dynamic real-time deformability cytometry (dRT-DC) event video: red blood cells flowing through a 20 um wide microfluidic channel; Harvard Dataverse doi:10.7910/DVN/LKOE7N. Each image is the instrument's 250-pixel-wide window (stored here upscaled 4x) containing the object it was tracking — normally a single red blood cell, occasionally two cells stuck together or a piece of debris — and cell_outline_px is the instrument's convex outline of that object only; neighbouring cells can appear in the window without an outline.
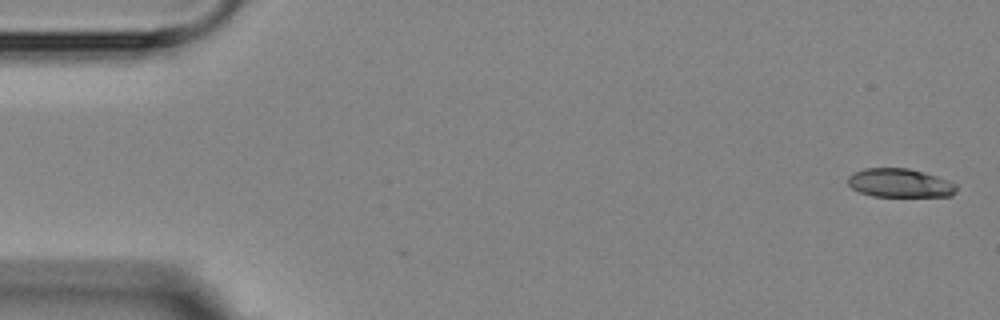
{"species": "Egyptian fruit bat (a non-hibernating species)", "species_latin": "Rousettus aegyptiacus", "temperature_condition": "room temperature", "stored_images_in_passage": 5, "camera_frame_rate_fps": 3000, "um_per_image_px": 0.085, "animal": {"sex": "female"}, "frame": {"image": 1, "passage_image": 1, "time_ms": 0.0, "image_size_px": [1000, 320], "cell_outline_px": [[956, 192], [952, 196], [872, 196], [860, 192], [852, 188], [848, 184], [848, 176], [852, 172], [864, 168], [908, 168], [924, 172], [948, 180], [956, 184]], "centroid_in_image_um": [76.47, 15.55], "position_along_channel_um": 8.5, "area_um2": 18.21}}
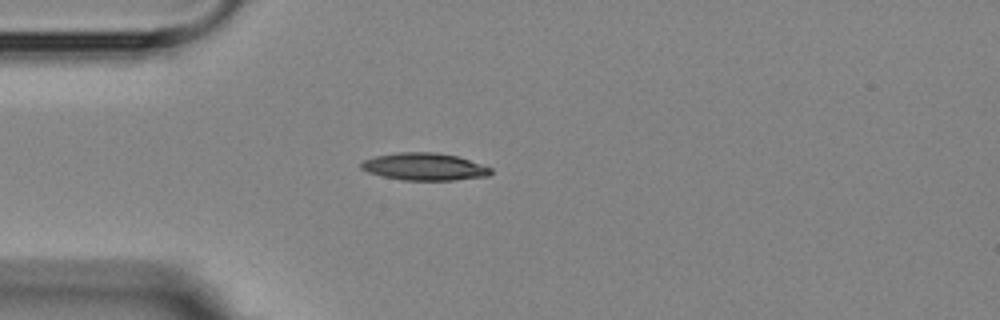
{"frame": {"image": 2, "passage_image": 4, "time_ms": 4.333, "image_size_px": [1000, 320], "cell_outline_px": [[492, 172], [488, 176], [452, 180], [404, 180], [384, 176], [368, 172], [360, 168], [360, 164], [364, 160], [376, 156], [400, 152], [436, 152], [456, 156], [492, 168]], "centroid_in_image_um": [36.07, 14.17], "position_along_channel_um": 48.9, "area_um2": 20.4}}